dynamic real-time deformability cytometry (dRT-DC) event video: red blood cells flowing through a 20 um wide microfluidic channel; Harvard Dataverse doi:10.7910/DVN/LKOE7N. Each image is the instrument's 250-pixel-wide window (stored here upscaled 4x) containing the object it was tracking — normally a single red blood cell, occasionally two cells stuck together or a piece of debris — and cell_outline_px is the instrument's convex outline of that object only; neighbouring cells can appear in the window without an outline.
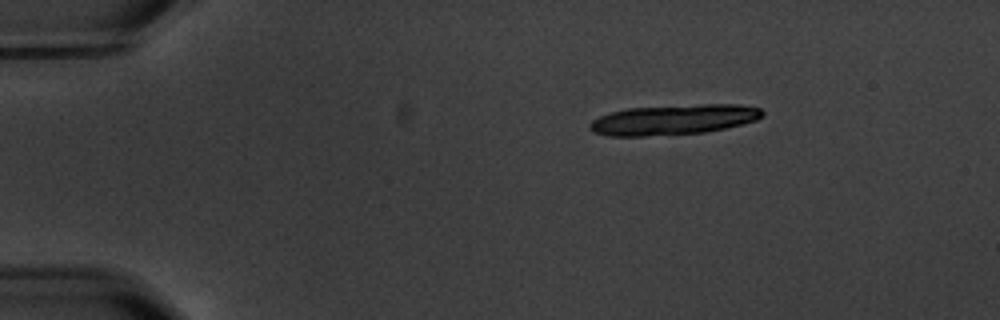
{"species": "common noctule bat (a hibernating species)", "species_latin": "Nyctalus noctula", "temperature_condition": "warm", "stored_images_in_passage": 9, "camera_frame_rate_fps": 3000, "um_per_image_px": 0.085, "animal": {"sex": "male", "body_mass_g": 20.1, "forearm_length_mm": 53.5}, "frame": {"image": 1, "passage_image": 2, "time_ms": 1.667, "image_size_px": [1000, 320], "cell_outline_px": [[764, 116], [756, 120], [724, 128], [704, 132], [644, 136], [608, 136], [592, 132], [588, 128], [588, 124], [592, 120], [600, 116], [612, 112], [628, 108], [700, 104], [740, 104], [760, 108], [764, 112]], "centroid_in_image_um": [57.24, 10.16], "position_along_channel_um": 27.8, "area_um2": 30.35}}
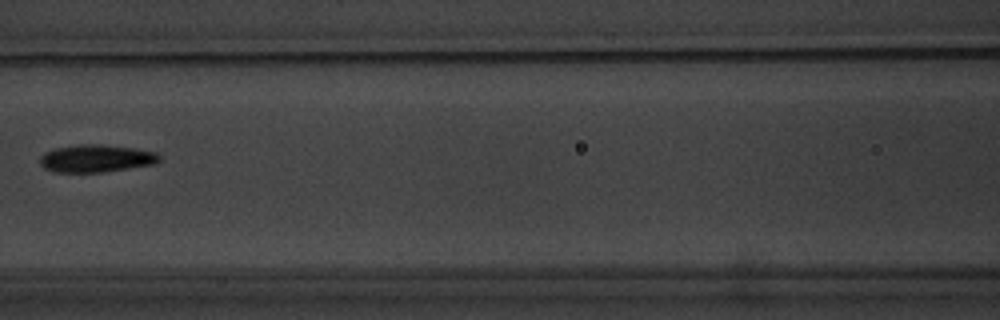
{"frame": {"image": 2, "passage_image": 7, "time_ms": 7.667, "image_size_px": [1000, 320], "cell_outline_px": [[160, 160], [152, 164], [104, 172], [56, 172], [44, 168], [40, 164], [40, 156], [44, 152], [56, 148], [76, 144], [100, 144], [132, 148], [156, 152], [160, 156]], "centroid_in_image_um": [8.13, 13.46], "position_along_channel_um": 158.5, "area_um2": 19.07}}
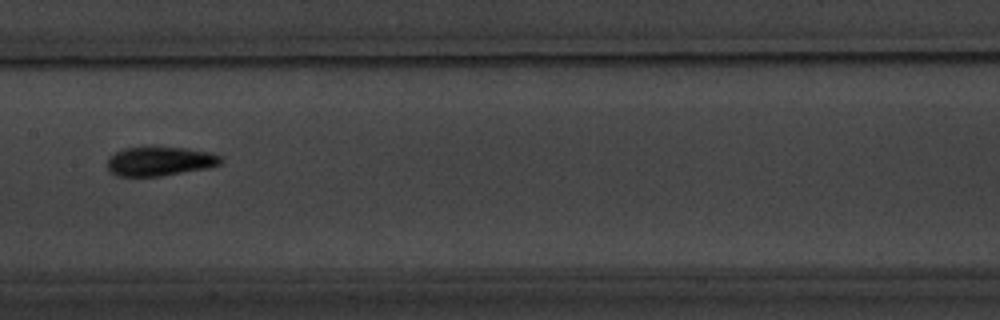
{"frame": {"image": 3, "passage_image": 8, "time_ms": 8.667, "image_size_px": [1000, 320], "cell_outline_px": [[224, 160], [220, 164], [208, 168], [160, 176], [116, 176], [108, 168], [108, 160], [116, 152], [124, 148], [188, 148], [208, 152], [224, 156]], "centroid_in_image_um": [13.65, 13.72], "position_along_channel_um": 193.7, "area_um2": 19.02}}